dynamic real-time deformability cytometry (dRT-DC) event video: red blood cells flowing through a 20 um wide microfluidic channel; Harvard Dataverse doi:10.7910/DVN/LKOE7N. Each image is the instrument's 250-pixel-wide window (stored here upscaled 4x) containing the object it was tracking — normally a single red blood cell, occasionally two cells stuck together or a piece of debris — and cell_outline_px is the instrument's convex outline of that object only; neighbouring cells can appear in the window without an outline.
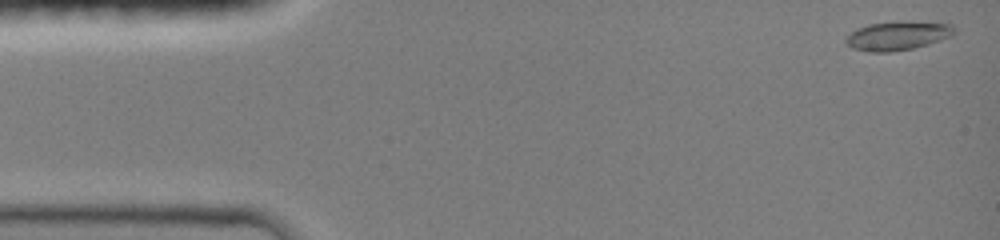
{"species": "common noctule bat (a hibernating species)", "species_latin": "Nyctalus noctula", "temperature_condition": "room temperature", "stored_images_in_passage": 38, "camera_frame_rate_fps": 3000, "um_per_image_px": 0.085, "animal": {"sex": "female", "body_mass_g": 19.0, "forearm_length_mm": 51.5}, "frame": {"image": 1, "passage_image": 1, "time_ms": 0.0, "image_size_px": [1000, 240], "cell_outline_px": [[956, 32], [952, 36], [928, 44], [912, 48], [892, 52], [868, 52], [852, 48], [844, 40], [856, 28], [868, 24], [896, 20], [952, 24], [956, 28]], "centroid_in_image_um": [76.31, 3.02], "position_along_channel_um": 8.7, "area_um2": 18.5}}
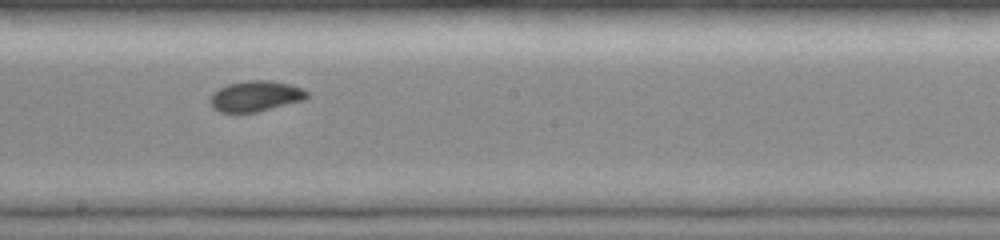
{"frame": {"image": 2, "passage_image": 21, "time_ms": 8.0, "image_size_px": [1000, 240], "cell_outline_px": [[308, 96], [304, 100], [256, 112], [220, 112], [212, 108], [208, 100], [212, 92], [228, 84], [244, 80], [272, 80], [288, 84], [300, 88], [308, 92]], "centroid_in_image_um": [21.67, 8.17], "position_along_channel_um": 226.5, "area_um2": 17.34}}
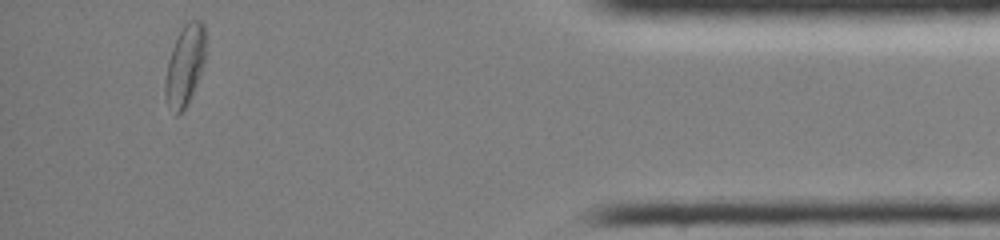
{"frame": {"image": 3, "passage_image": 37, "time_ms": 13.667, "image_size_px": [1000, 240], "cell_outline_px": [[204, 64], [192, 92], [184, 108], [176, 116], [168, 104], [164, 96], [164, 80], [168, 60], [172, 48], [184, 24], [188, 20], [200, 20], [204, 24]], "centroid_in_image_um": [15.69, 5.54], "position_along_channel_um": 419.5, "area_um2": 18.55}, "authors_computed_cell_mechanics": {"area_um2": 17.1955, "velocity_mm_per_s": 4.1463, "shape_relaxation_time_tau1_ms": 3.4583, "shape_relaxation_time_tau2_ms": 0.7669, "deformation_change_tau1": 0.1487, "deformation_change_tau2": 0.0281}}